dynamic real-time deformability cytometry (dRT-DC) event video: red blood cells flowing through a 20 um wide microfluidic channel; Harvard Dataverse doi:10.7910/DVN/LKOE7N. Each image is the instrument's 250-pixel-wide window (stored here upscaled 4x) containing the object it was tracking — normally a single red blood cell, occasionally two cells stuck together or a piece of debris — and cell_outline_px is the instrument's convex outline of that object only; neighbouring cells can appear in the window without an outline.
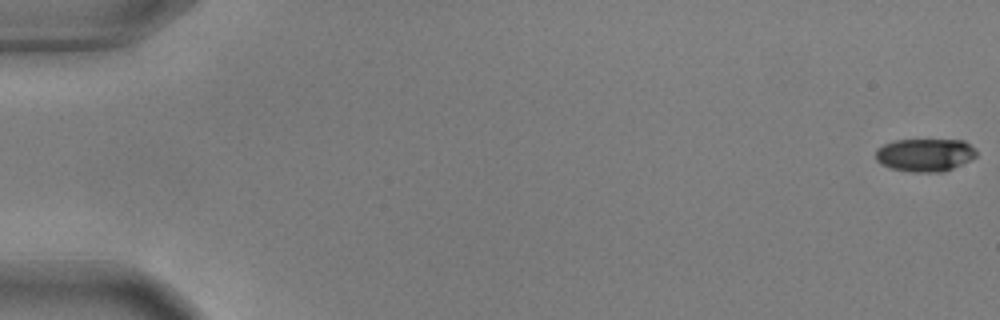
{"species": "common noctule bat (a hibernating species)", "species_latin": "Nyctalus noctula", "temperature_condition": "warm", "stored_images_in_passage": 56, "camera_frame_rate_fps": 3000, "um_per_image_px": 0.085, "animal": {"sex": "male", "body_mass_g": 17.9, "forearm_length_mm": 54.2}, "frame": {"image": 1, "passage_image": 1, "time_ms": 0.0, "image_size_px": [1000, 320], "cell_outline_px": [[976, 156], [944, 172], [912, 172], [892, 168], [880, 164], [876, 160], [876, 148], [884, 144], [896, 140], [964, 140], [976, 148]], "centroid_in_image_um": [78.61, 13.16], "position_along_channel_um": 6.4, "area_um2": 19.31}}
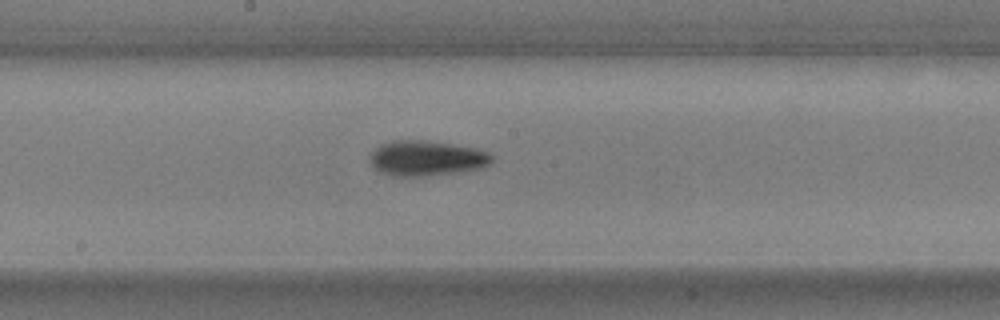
{"frame": {"image": 2, "passage_image": 31, "time_ms": 10.0, "image_size_px": [1000, 320], "cell_outline_px": [[492, 160], [484, 168], [456, 172], [420, 176], [392, 176], [380, 172], [372, 164], [368, 156], [380, 144], [392, 140], [424, 140], [476, 148], [488, 152], [492, 156]], "centroid_in_image_um": [36.23, 13.44], "position_along_channel_um": 212.0, "area_um2": 24.91}}
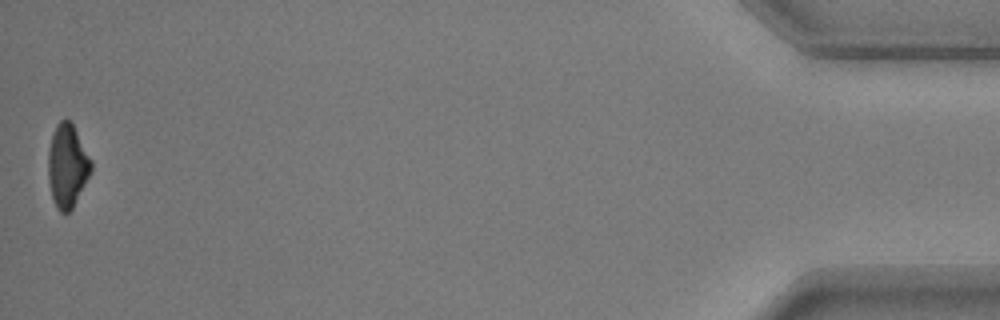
{"frame": {"image": 3, "passage_image": 56, "time_ms": 18.333, "image_size_px": [1000, 320], "cell_outline_px": [[92, 172], [72, 208], [68, 212], [60, 212], [56, 208], [52, 200], [48, 180], [48, 152], [52, 136], [56, 124], [60, 120], [68, 120], [72, 124], [92, 160]], "centroid_in_image_um": [5.72, 14.12], "position_along_channel_um": 429.5, "area_um2": 20.81}, "authors_computed_cell_mechanics": {"area_um2": 22.2241, "velocity_mm_per_s": 3.6672, "shape_relaxation_time_tau1_ms": 2.9595, "shape_relaxation_time_tau2_ms": null, "deformation_change_tau1": 0.1469, "deformation_change_tau2": null}}